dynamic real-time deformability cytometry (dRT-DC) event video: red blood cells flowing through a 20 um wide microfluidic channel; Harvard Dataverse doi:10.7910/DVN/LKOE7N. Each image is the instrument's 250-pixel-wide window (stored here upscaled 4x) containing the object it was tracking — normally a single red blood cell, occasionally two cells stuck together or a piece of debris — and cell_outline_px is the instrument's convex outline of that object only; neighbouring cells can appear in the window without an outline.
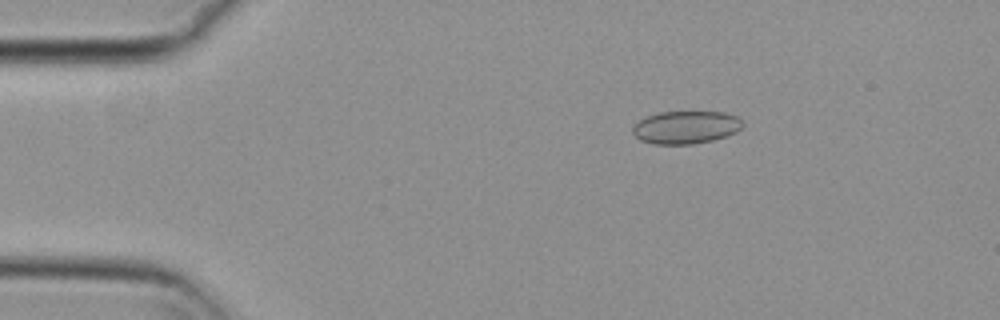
{"species": "common noctule bat (a hibernating species)", "species_latin": "Nyctalus noctula", "temperature_condition": "cold", "stored_images_in_passage": 56, "camera_frame_rate_fps": 3000, "um_per_image_px": 0.085, "animal": {"sex": "female", "body_mass_g": 29.2, "forearm_length_mm": 56.3}, "frame": {"image": 1, "passage_image": 10, "time_ms": 3.0, "image_size_px": [1000, 320], "cell_outline_px": [[744, 124], [736, 132], [728, 136], [712, 140], [692, 144], [652, 144], [640, 140], [632, 132], [632, 128], [640, 120], [648, 116], [660, 112], [724, 112], [736, 116]], "centroid_in_image_um": [58.3, 10.83], "position_along_channel_um": 26.7, "area_um2": 20.92}}
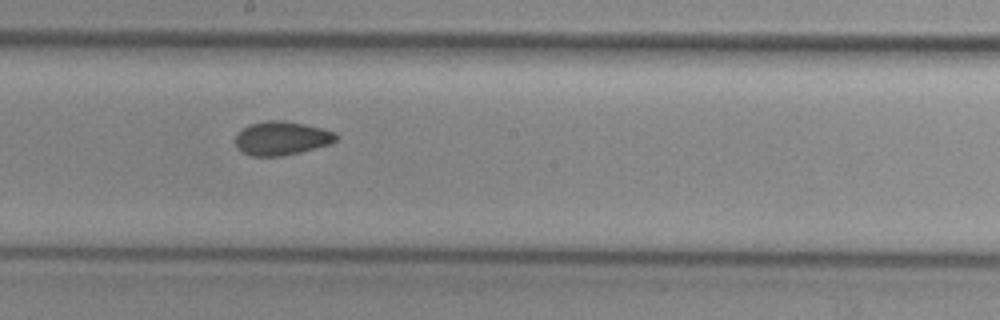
{"frame": {"image": 2, "passage_image": 31, "time_ms": 10.0, "image_size_px": [1000, 320], "cell_outline_px": [[336, 140], [328, 144], [300, 152], [280, 156], [252, 156], [244, 152], [236, 144], [236, 132], [248, 124], [268, 120], [284, 120], [304, 124], [336, 132]], "centroid_in_image_um": [23.91, 11.73], "position_along_channel_um": 224.3, "area_um2": 19.59}}
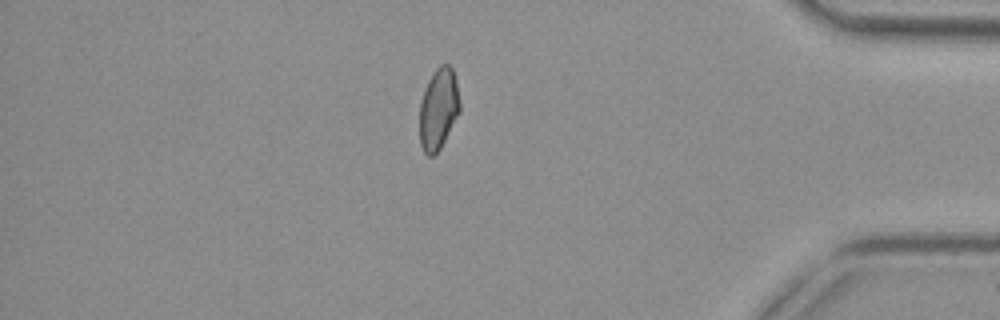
{"frame": {"image": 3, "passage_image": 48, "time_ms": 15.667, "image_size_px": [1000, 320], "cell_outline_px": [[460, 112], [440, 148], [432, 156], [428, 156], [424, 152], [420, 144], [420, 100], [424, 88], [432, 72], [440, 64], [448, 64], [452, 68], [456, 80], [460, 100]], "centroid_in_image_um": [37.27, 9.22], "position_along_channel_um": 397.9, "area_um2": 19.19}, "authors_computed_cell_mechanics": {"area_um2": 19.8543, "velocity_mm_per_s": 3.7225, "shape_relaxation_time_tau1_ms": null, "shape_relaxation_time_tau2_ms": 2.6314, "deformation_change_tau1": null, "deformation_change_tau2": 0.0655}}